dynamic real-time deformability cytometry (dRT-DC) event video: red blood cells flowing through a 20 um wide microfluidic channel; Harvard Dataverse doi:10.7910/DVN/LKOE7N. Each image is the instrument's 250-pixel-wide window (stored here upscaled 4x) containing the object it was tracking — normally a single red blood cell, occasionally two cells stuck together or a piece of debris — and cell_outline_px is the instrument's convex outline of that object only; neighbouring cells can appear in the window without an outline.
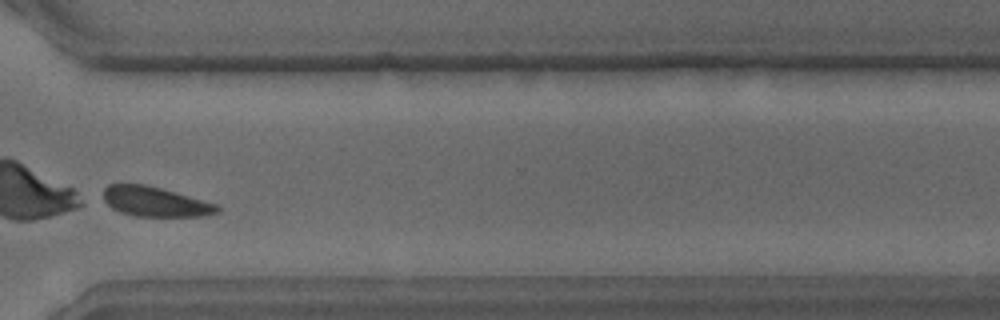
{"species": "common noctule bat (a hibernating species)", "species_latin": "Nyctalus noctula", "temperature_condition": "warm", "stored_images_in_passage": 29, "camera_frame_rate_fps": 3000, "um_per_image_px": 0.085, "animal": {"sex": "male", "body_mass_g": 15.6}, "frame": {"image": 1, "passage_image": 21, "time_ms": 6.667, "image_size_px": [1000, 320], "cell_outline_px": [[220, 212], [204, 216], [132, 216], [120, 212], [112, 208], [104, 200], [104, 188], [108, 184], [144, 184], [160, 188], [216, 204], [220, 208]], "centroid_in_image_um": [13.17, 17.15], "position_along_channel_um": 357.4, "area_um2": 19.59}}